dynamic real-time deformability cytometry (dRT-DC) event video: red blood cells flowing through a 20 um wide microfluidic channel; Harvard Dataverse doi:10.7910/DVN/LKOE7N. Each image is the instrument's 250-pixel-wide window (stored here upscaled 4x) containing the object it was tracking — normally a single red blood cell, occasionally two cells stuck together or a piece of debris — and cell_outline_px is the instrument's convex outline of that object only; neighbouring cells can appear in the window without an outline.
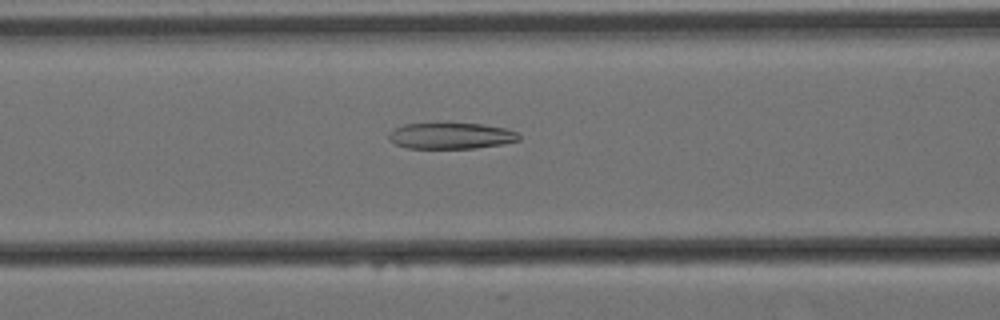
{"species": "Egyptian fruit bat (a non-hibernating species)", "species_latin": "Rousettus aegyptiacus", "temperature_condition": "cold", "stored_images_in_passage": 57, "camera_frame_rate_fps": 3000, "um_per_image_px": 0.085, "animal": {"sex": "female"}, "frame": {"image": 1, "passage_image": 22, "time_ms": 7.0, "image_size_px": [1000, 320], "cell_outline_px": [[520, 140], [504, 144], [476, 148], [408, 148], [396, 144], [388, 140], [388, 132], [404, 124], [480, 124], [504, 128], [516, 132], [520, 136]], "centroid_in_image_um": [38.33, 11.56], "position_along_channel_um": 128.3, "area_um2": 19.65}}
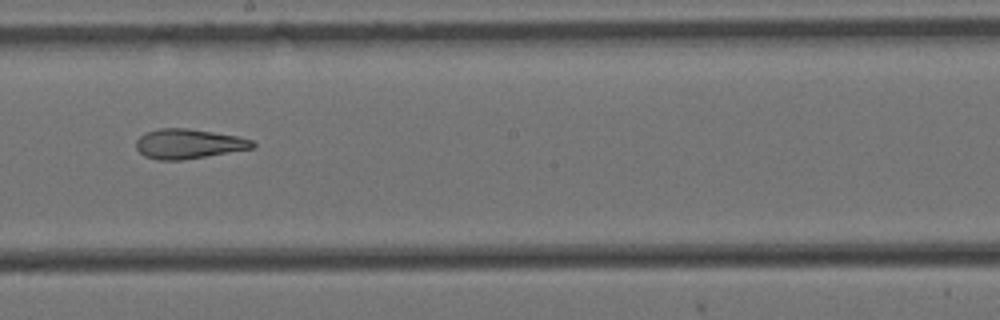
{"frame": {"image": 2, "passage_image": 31, "time_ms": 10.0, "image_size_px": [1000, 320], "cell_outline_px": [[256, 144], [252, 148], [180, 160], [156, 160], [144, 156], [136, 148], [136, 140], [144, 132], [160, 128], [188, 128], [236, 136], [252, 140]], "centroid_in_image_um": [15.96, 12.22], "position_along_channel_um": 232.2, "area_um2": 19.94}}
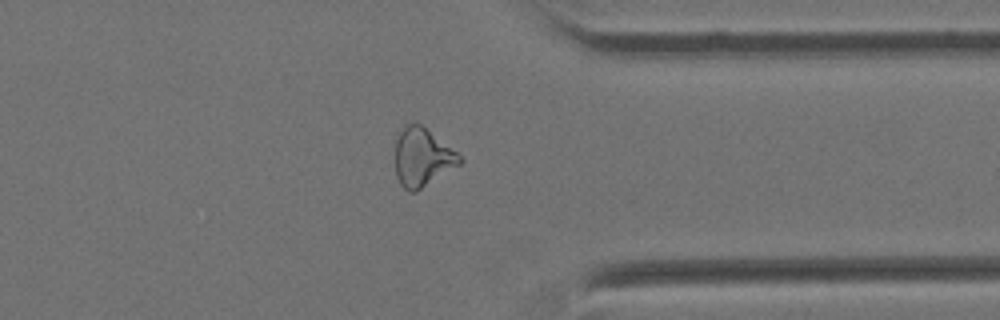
{"frame": {"image": 3, "passage_image": 44, "time_ms": 14.333, "image_size_px": [1000, 320], "cell_outline_px": [[464, 160], [460, 164], [416, 192], [408, 192], [400, 184], [396, 176], [396, 136], [404, 124], [416, 120], [456, 152]], "centroid_in_image_um": [35.86, 13.35], "position_along_channel_um": 375.5, "area_um2": 22.02}, "authors_computed_cell_mechanics": {"area_um2": 23.2934, "velocity_mm_per_s": 3.4691, "shape_relaxation_time_tau1_ms": null, "shape_relaxation_time_tau2_ms": 4.2946, "deformation_change_tau1": null, "deformation_change_tau2": 0.1457}}